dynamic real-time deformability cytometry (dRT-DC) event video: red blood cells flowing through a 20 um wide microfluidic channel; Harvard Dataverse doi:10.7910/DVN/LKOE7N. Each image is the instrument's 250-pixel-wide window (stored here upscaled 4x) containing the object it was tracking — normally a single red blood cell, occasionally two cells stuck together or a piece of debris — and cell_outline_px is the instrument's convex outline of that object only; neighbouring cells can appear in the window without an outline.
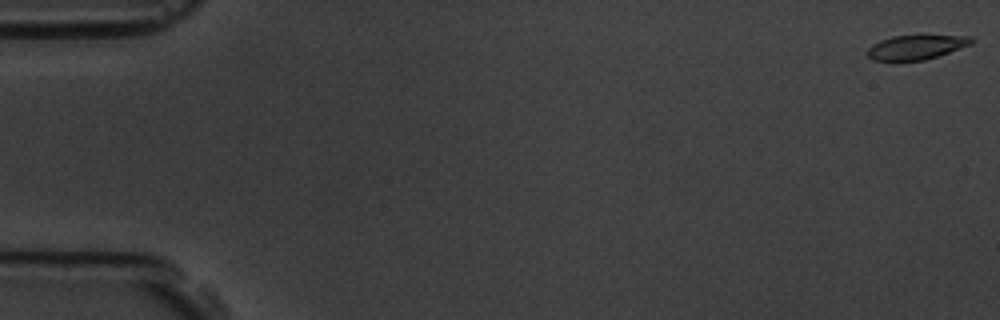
{"species": "common noctule bat (a hibernating species)", "species_latin": "Nyctalus noctula", "temperature_condition": "room temperature", "stored_images_in_passage": 7, "camera_frame_rate_fps": 3000, "um_per_image_px": 0.085, "animal": {"sex": "male", "body_mass_g": 19.5, "forearm_length_mm": 54.6}, "frame": {"image": 1, "passage_image": 1, "time_ms": 0.0, "image_size_px": [1000, 320], "cell_outline_px": [[972, 44], [924, 60], [872, 60], [868, 56], [868, 48], [872, 44], [880, 40], [892, 36], [972, 36]], "centroid_in_image_um": [77.84, 4.01], "position_along_channel_um": 7.2, "area_um2": 14.39}}
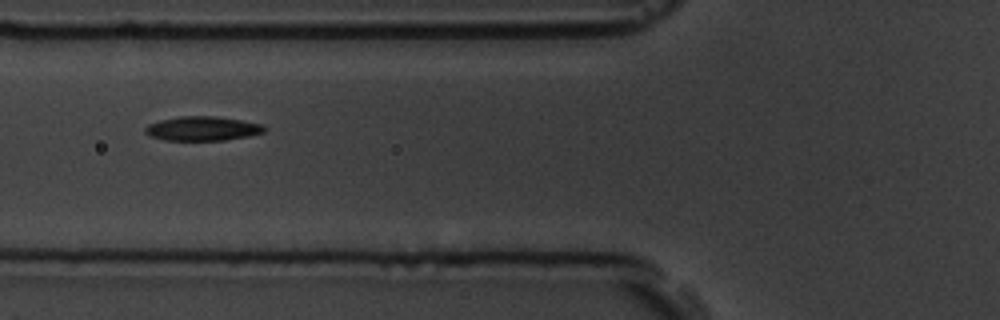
{"frame": {"image": 2, "passage_image": 6, "time_ms": 6.667, "image_size_px": [1000, 320], "cell_outline_px": [[268, 128], [264, 132], [248, 136], [224, 140], [164, 140], [148, 136], [144, 132], [144, 128], [148, 124], [160, 120], [180, 116], [216, 116], [264, 124]], "centroid_in_image_um": [17.2, 10.92], "position_along_channel_um": 108.6, "area_um2": 16.99}}
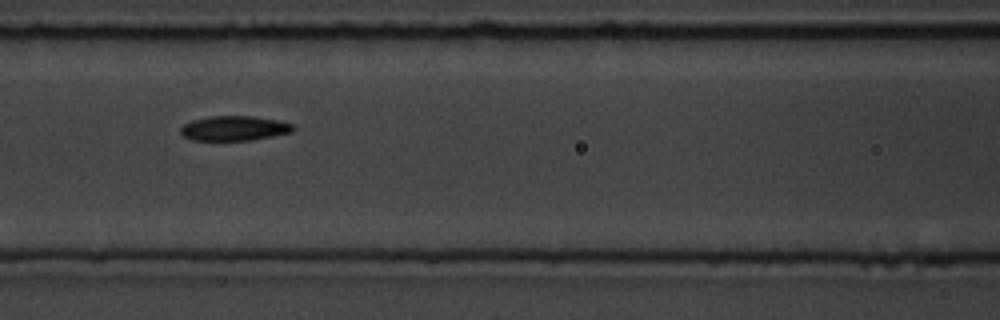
{"frame": {"image": 3, "passage_image": 7, "time_ms": 7.667, "image_size_px": [1000, 320], "cell_outline_px": [[296, 128], [292, 132], [252, 140], [192, 140], [184, 136], [180, 132], [180, 128], [184, 124], [192, 120], [208, 116], [252, 116], [276, 120], [292, 124]], "centroid_in_image_um": [19.9, 10.9], "position_along_channel_um": 146.7, "area_um2": 16.18}}